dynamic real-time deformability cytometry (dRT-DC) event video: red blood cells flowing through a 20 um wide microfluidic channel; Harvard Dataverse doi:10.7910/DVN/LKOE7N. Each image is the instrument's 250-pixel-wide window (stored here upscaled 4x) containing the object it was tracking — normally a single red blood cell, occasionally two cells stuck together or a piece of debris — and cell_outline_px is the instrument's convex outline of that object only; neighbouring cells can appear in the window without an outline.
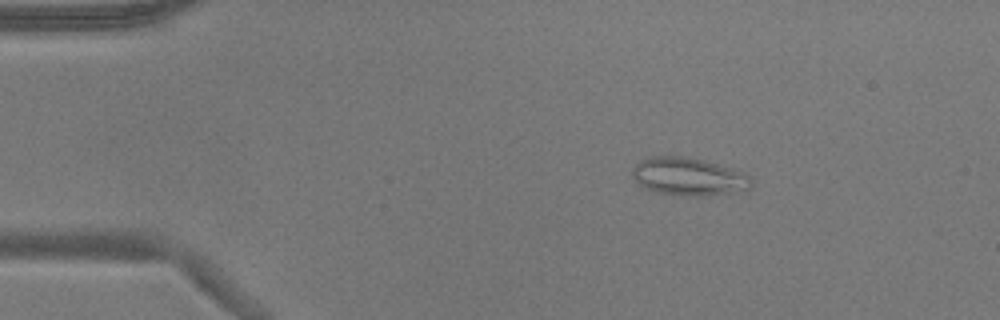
{"species": "common noctule bat (a hibernating species)", "species_latin": "Nyctalus noctula", "temperature_condition": "warm", "stored_images_in_passage": 53, "camera_frame_rate_fps": 3000, "um_per_image_px": 0.085, "animal": {"sex": "male", "body_mass_g": 17.9}, "frame": {"image": 1, "passage_image": 9, "time_ms": 2.667, "image_size_px": [1000, 320], "cell_outline_px": [[752, 188], [704, 196], [696, 196], [656, 192], [644, 188], [632, 176], [632, 168], [640, 160], [652, 156], [680, 156], [704, 160], [732, 168], [744, 172], [752, 180]], "centroid_in_image_um": [58.52, 14.99], "position_along_channel_um": 26.5, "area_um2": 26.01}}
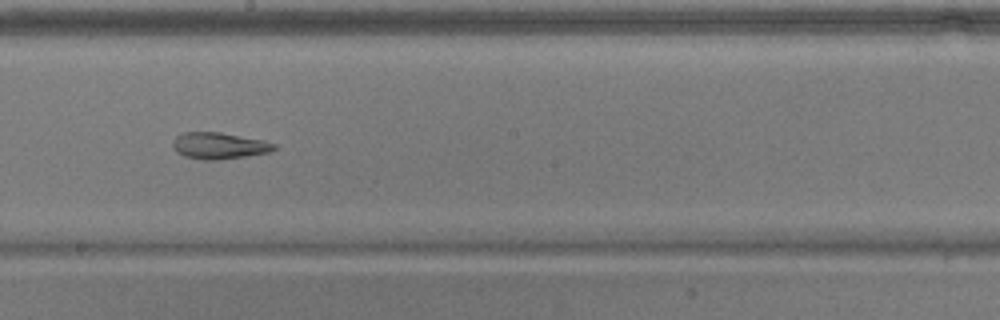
{"frame": {"image": 2, "passage_image": 30, "time_ms": 9.667, "image_size_px": [1000, 320], "cell_outline_px": [[276, 148], [272, 152], [248, 156], [216, 160], [204, 160], [184, 156], [176, 152], [172, 148], [172, 144], [176, 136], [184, 132], [220, 132], [264, 140], [276, 144]], "centroid_in_image_um": [18.63, 12.39], "position_along_channel_um": 229.6, "area_um2": 15.84}}
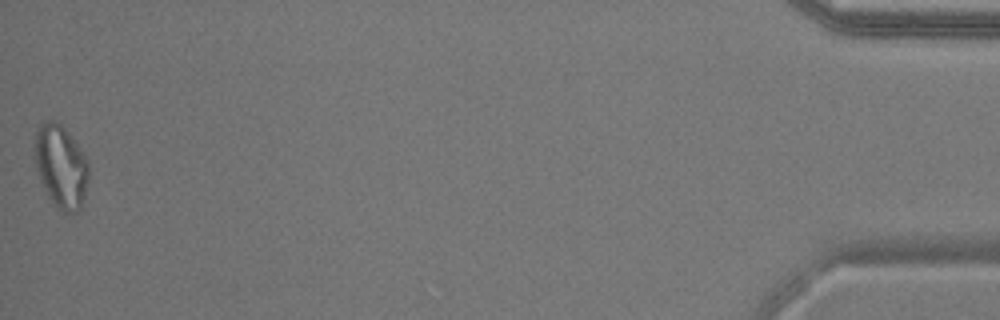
{"frame": {"image": 3, "passage_image": 53, "time_ms": 17.333, "image_size_px": [1000, 320], "cell_outline_px": [[88, 180], [84, 196], [80, 208], [76, 212], [64, 212], [48, 196], [40, 180], [36, 168], [36, 132], [40, 124], [48, 120], [56, 120], [64, 128], [88, 160]], "centroid_in_image_um": [5.19, 14.14], "position_along_channel_um": 430.0, "area_um2": 25.37}, "authors_computed_cell_mechanics": {"area_um2": 21.4438, "velocity_mm_per_s": 3.8247, "shape_relaxation_time_tau1_ms": null, "shape_relaxation_time_tau2_ms": 5.842, "deformation_change_tau1": null, "deformation_change_tau2": 0.1453}}